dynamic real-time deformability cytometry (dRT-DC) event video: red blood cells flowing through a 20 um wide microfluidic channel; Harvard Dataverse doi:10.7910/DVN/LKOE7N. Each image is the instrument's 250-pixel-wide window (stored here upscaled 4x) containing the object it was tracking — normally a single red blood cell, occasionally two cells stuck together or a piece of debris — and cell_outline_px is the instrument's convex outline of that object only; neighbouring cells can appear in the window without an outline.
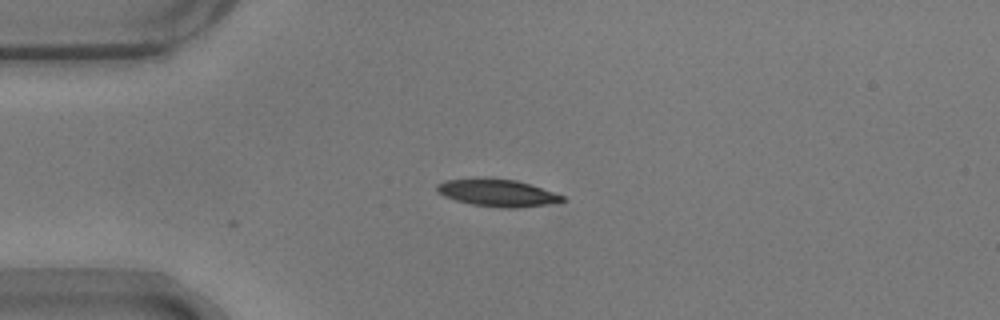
{"species": "common noctule bat (a hibernating species)", "species_latin": "Nyctalus noctula", "temperature_condition": "warm", "stored_images_in_passage": 2, "camera_frame_rate_fps": 3000, "um_per_image_px": 0.085, "animal": {"sex": "male", "body_mass_g": 17.9}, "frame": {"image": 1, "passage_image": 2, "time_ms": 0.333, "image_size_px": [1000, 320], "cell_outline_px": [[568, 200], [560, 204], [516, 208], [504, 208], [472, 204], [456, 200], [444, 196], [436, 192], [436, 184], [444, 180], [516, 180], [564, 196]], "centroid_in_image_um": [42.36, 16.44], "position_along_channel_um": 42.6, "area_um2": 19.48}}